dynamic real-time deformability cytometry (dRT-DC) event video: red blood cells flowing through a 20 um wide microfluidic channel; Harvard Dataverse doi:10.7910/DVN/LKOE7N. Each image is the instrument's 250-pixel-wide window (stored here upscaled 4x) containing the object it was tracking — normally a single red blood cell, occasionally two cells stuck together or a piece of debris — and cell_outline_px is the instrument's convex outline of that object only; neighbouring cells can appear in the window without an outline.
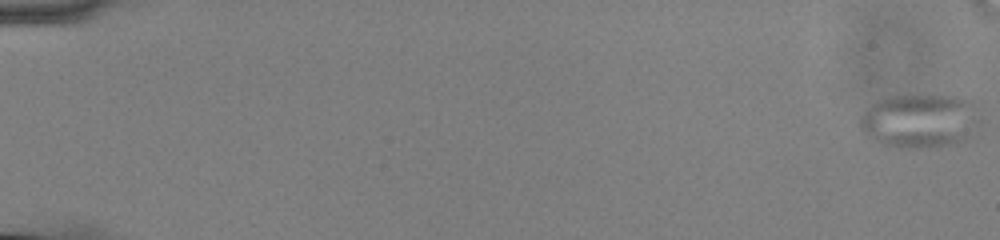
{"species": "common noctule bat (a hibernating species)", "species_latin": "Nyctalus noctula", "temperature_condition": "cold", "stored_images_in_passage": 51, "camera_frame_rate_fps": 3000, "um_per_image_px": 0.085, "animal": {"sex": "male", "body_mass_g": 13.0, "forearm_length_mm": 53.1}, "frame": {"image": 1, "passage_image": 1, "time_ms": 0.0, "image_size_px": [1000, 240], "cell_outline_px": [[980, 124], [964, 140], [956, 144], [936, 148], [892, 148], [872, 140], [860, 128], [860, 116], [876, 100], [888, 96], [956, 96], [972, 100], [980, 120]], "centroid_in_image_um": [78.19, 10.3], "position_along_channel_um": 6.8, "area_um2": 38.21}}
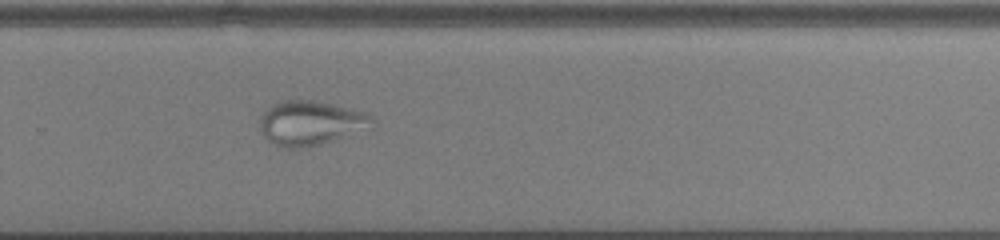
{"frame": {"image": 2, "passage_image": 40, "time_ms": 13.0, "image_size_px": [1000, 240], "cell_outline_px": [[376, 120], [332, 140], [320, 144], [300, 148], [284, 148], [268, 140], [264, 136], [260, 128], [260, 116], [272, 104], [284, 100], [312, 100], [332, 104], [364, 112], [372, 116]], "centroid_in_image_um": [26.27, 10.43], "position_along_channel_um": 303.5, "area_um2": 27.98}}
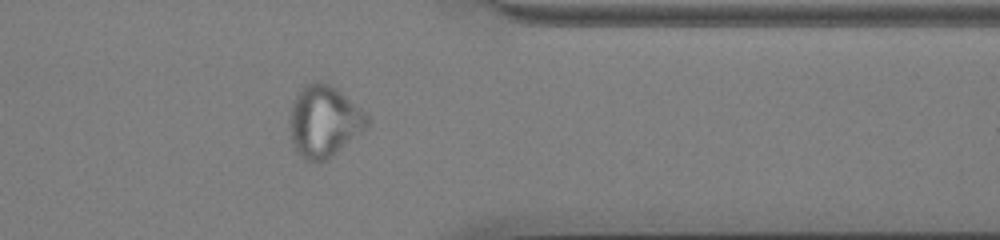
{"frame": {"image": 3, "passage_image": 47, "time_ms": 15.333, "image_size_px": [1000, 240], "cell_outline_px": [[368, 128], [328, 160], [304, 160], [300, 156], [292, 144], [288, 128], [288, 120], [292, 104], [296, 92], [308, 84], [316, 80], [320, 80], [336, 88], [368, 112]], "centroid_in_image_um": [27.55, 10.3], "position_along_channel_um": 383.9, "area_um2": 32.95}}